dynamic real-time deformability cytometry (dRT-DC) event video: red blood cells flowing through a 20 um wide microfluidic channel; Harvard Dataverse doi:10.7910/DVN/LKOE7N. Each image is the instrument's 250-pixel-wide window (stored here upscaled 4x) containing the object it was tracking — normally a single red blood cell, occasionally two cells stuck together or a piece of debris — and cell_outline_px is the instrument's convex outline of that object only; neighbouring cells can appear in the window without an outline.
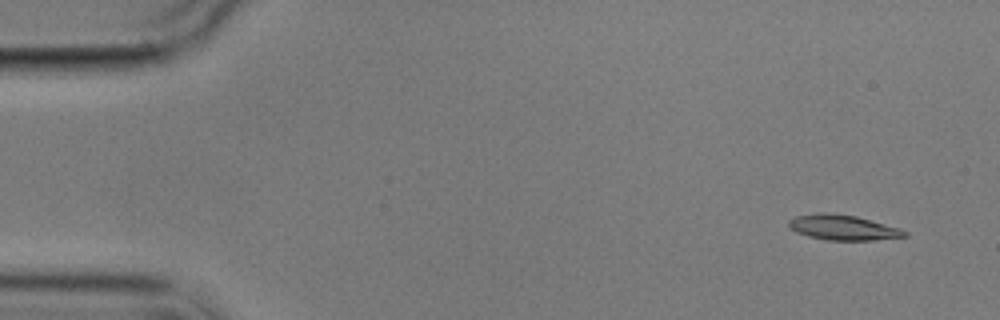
{"species": "common noctule bat (a hibernating species)", "species_latin": "Nyctalus noctula", "temperature_condition": "cold", "stored_images_in_passage": 4, "camera_frame_rate_fps": 3000, "um_per_image_px": 0.085, "animal": {"sex": "male", "body_mass_g": 17.9}, "frame": {"image": 1, "passage_image": 1, "time_ms": 0.0, "image_size_px": [1000, 320], "cell_outline_px": [[908, 236], [872, 240], [828, 240], [808, 236], [796, 232], [788, 224], [788, 220], [796, 216], [816, 212], [828, 212], [856, 216], [900, 228], [908, 232]], "centroid_in_image_um": [71.65, 19.33], "position_along_channel_um": 13.4, "area_um2": 16.99}}
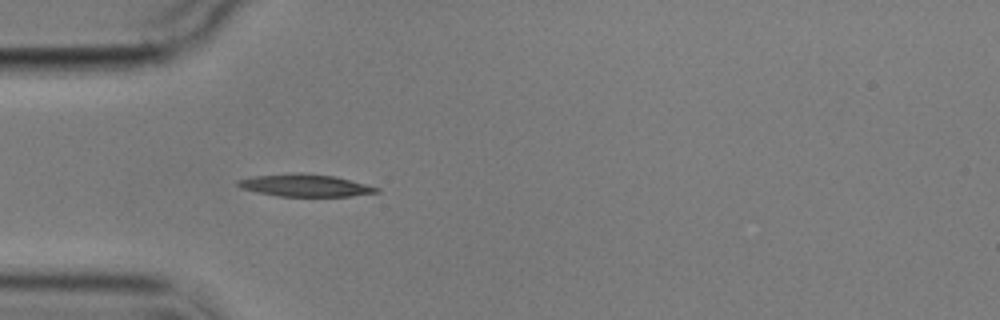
{"frame": {"image": 2, "passage_image": 4, "time_ms": 4.333, "image_size_px": [1000, 320], "cell_outline_px": [[380, 192], [352, 196], [276, 196], [256, 192], [240, 188], [236, 184], [236, 180], [252, 176], [300, 172], [336, 176], [380, 188]], "centroid_in_image_um": [25.91, 15.75], "position_along_channel_um": 59.1, "area_um2": 18.21}}